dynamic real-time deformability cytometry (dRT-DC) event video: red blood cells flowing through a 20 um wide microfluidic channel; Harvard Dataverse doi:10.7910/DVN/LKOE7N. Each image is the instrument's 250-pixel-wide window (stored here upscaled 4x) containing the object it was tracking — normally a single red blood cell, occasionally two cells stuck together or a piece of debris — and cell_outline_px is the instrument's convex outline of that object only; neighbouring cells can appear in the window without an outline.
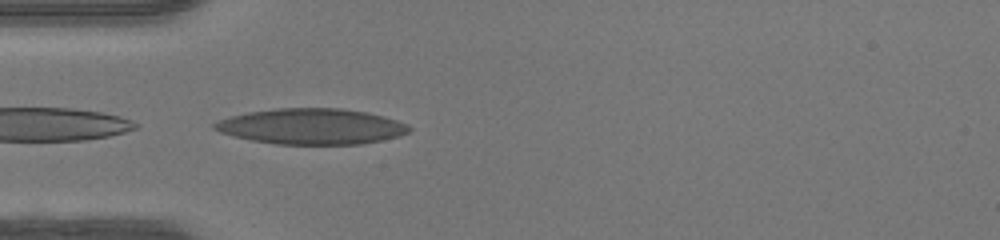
{"species": "human", "species_latin": "Homo sapiens", "temperature_condition": "warm", "stored_images_in_passage": 14, "camera_frame_rate_fps": 3000, "um_per_image_px": 0.085, "donor": {"sex": "female"}, "frame": {"image": 1, "passage_image": 14, "time_ms": 4.333, "image_size_px": [1000, 240], "cell_outline_px": [[412, 128], [408, 132], [400, 136], [360, 144], [276, 144], [252, 140], [232, 136], [220, 132], [212, 128], [212, 124], [220, 120], [232, 116], [248, 112], [276, 108], [340, 108], [364, 112], [384, 116], [408, 124]], "centroid_in_image_um": [26.48, 10.74], "position_along_channel_um": 58.5, "area_um2": 40.4}}